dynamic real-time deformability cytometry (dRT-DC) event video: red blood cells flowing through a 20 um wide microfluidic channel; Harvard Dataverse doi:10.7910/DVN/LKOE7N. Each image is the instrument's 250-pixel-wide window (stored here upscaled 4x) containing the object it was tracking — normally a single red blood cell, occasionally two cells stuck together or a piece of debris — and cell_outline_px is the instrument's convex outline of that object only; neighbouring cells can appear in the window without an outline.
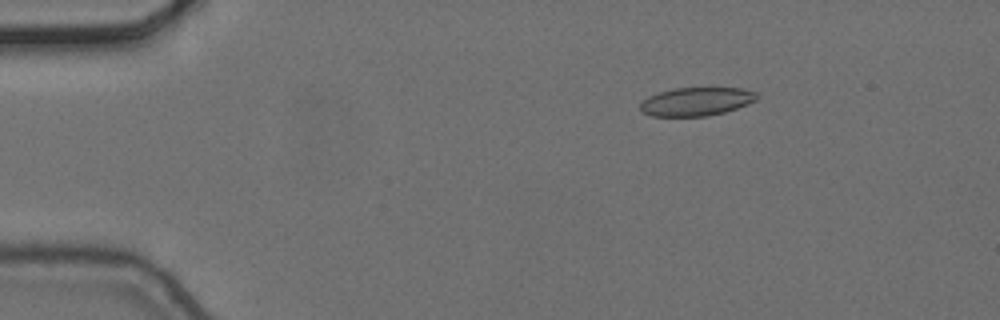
{"species": "common noctule bat (a hibernating species)", "species_latin": "Nyctalus noctula", "temperature_condition": "cold", "stored_images_in_passage": 5, "camera_frame_rate_fps": 3000, "um_per_image_px": 0.085, "animal": {"sex": "female", "body_mass_g": 24.6, "forearm_length_mm": 56.2}, "frame": {"image": 1, "passage_image": 3, "time_ms": 0.667, "image_size_px": [1000, 320], "cell_outline_px": [[760, 96], [756, 100], [748, 104], [724, 112], [708, 116], [652, 116], [644, 112], [640, 108], [640, 104], [648, 96], [660, 92], [676, 88], [740, 88], [756, 92]], "centroid_in_image_um": [59.22, 8.63], "position_along_channel_um": 25.8, "area_um2": 19.19}}